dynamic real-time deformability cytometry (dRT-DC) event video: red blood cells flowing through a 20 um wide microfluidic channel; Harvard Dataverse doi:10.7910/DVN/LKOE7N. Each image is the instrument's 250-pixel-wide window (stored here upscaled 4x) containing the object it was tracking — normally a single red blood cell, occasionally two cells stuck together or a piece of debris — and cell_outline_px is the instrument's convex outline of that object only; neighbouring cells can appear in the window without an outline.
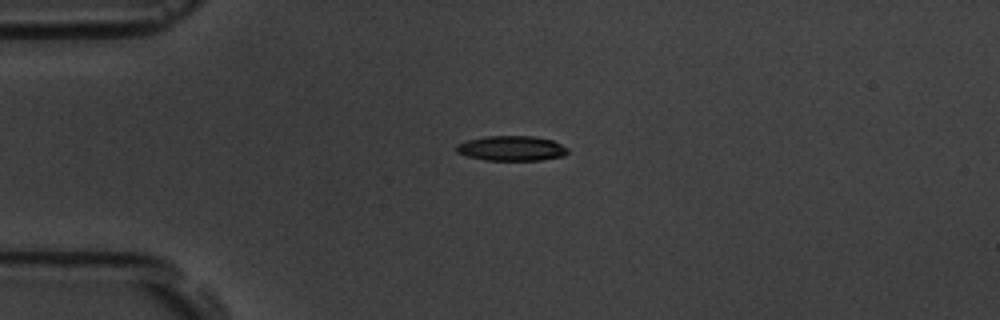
{"species": "common noctule bat (a hibernating species)", "species_latin": "Nyctalus noctula", "temperature_condition": "room temperature", "stored_images_in_passage": 5, "camera_frame_rate_fps": 3000, "um_per_image_px": 0.085, "animal": {"sex": "male", "body_mass_g": 19.5, "forearm_length_mm": 54.6}, "frame": {"image": 1, "passage_image": 3, "time_ms": 3.0, "image_size_px": [1000, 320], "cell_outline_px": [[568, 152], [564, 156], [540, 160], [484, 160], [468, 156], [456, 152], [456, 144], [468, 140], [488, 136], [536, 136], [552, 140], [568, 148]], "centroid_in_image_um": [43.49, 12.61], "position_along_channel_um": 41.5, "area_um2": 16.18}}
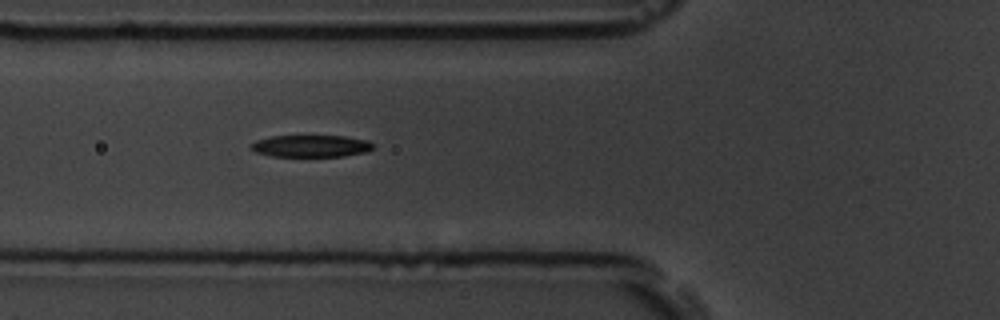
{"frame": {"image": 2, "passage_image": 5, "time_ms": 5.333, "image_size_px": [1000, 320], "cell_outline_px": [[372, 148], [368, 152], [344, 156], [272, 156], [256, 152], [252, 148], [252, 144], [256, 140], [272, 136], [344, 136], [368, 140], [372, 144]], "centroid_in_image_um": [26.47, 12.41], "position_along_channel_um": 99.3, "area_um2": 15.49}}